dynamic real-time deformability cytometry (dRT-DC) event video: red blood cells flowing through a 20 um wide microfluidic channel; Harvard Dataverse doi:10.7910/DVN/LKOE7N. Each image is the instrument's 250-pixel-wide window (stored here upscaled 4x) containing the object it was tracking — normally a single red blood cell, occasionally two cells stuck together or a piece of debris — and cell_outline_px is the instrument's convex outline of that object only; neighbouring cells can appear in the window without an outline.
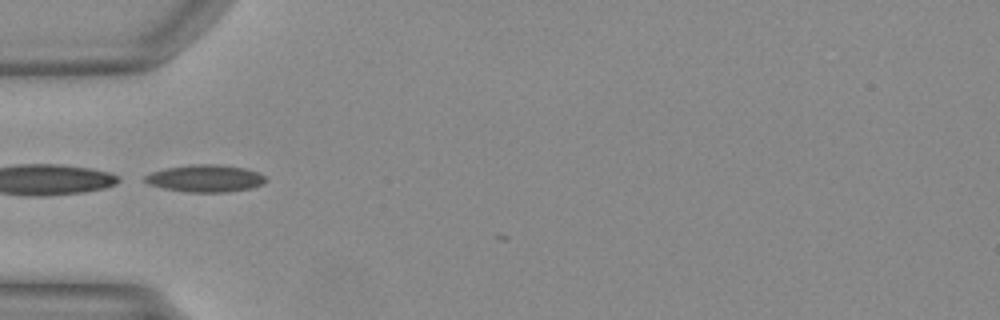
{"species": "Egyptian fruit bat (a non-hibernating species)", "species_latin": "Rousettus aegyptiacus", "temperature_condition": "warm", "stored_images_in_passage": 3, "camera_frame_rate_fps": 3000, "um_per_image_px": 0.085, "animal": {"sex": "female"}, "frame": {"image": 1, "passage_image": 1, "time_ms": 0.0, "image_size_px": [1000, 320], "cell_outline_px": [[268, 180], [264, 184], [252, 188], [224, 192], [188, 192], [164, 188], [148, 184], [144, 180], [144, 176], [152, 172], [168, 168], [192, 164], [220, 164], [244, 168], [256, 172], [264, 176]], "centroid_in_image_um": [17.47, 15.16], "position_along_channel_um": 67.5, "area_um2": 19.07}}